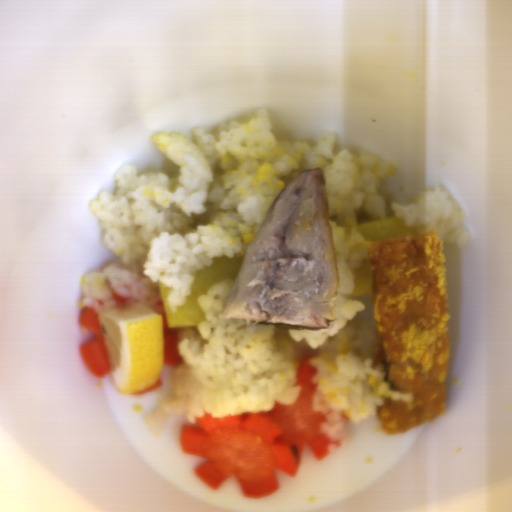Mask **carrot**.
Segmentation results:
<instances>
[{
	"label": "carrot",
	"mask_w": 512,
	"mask_h": 512,
	"mask_svg": "<svg viewBox=\"0 0 512 512\" xmlns=\"http://www.w3.org/2000/svg\"><path fill=\"white\" fill-rule=\"evenodd\" d=\"M303 355L296 370L294 386L300 387L293 405L276 401L270 411L244 413L225 418L205 413L196 426L182 425L180 447L205 461L194 475L213 491L230 477L236 480L245 499L267 497L279 488L277 472L296 476L303 461V449L320 461L339 440L321 434L325 414L313 411L312 400L318 369Z\"/></svg>",
	"instance_id": "carrot-1"
},
{
	"label": "carrot",
	"mask_w": 512,
	"mask_h": 512,
	"mask_svg": "<svg viewBox=\"0 0 512 512\" xmlns=\"http://www.w3.org/2000/svg\"><path fill=\"white\" fill-rule=\"evenodd\" d=\"M111 297L114 300L116 307L120 305H128L127 298L117 295L116 290H111Z\"/></svg>",
	"instance_id": "carrot-5"
},
{
	"label": "carrot",
	"mask_w": 512,
	"mask_h": 512,
	"mask_svg": "<svg viewBox=\"0 0 512 512\" xmlns=\"http://www.w3.org/2000/svg\"><path fill=\"white\" fill-rule=\"evenodd\" d=\"M78 324L94 334V338L79 345L83 364L95 378H103L112 372L105 343L103 340L99 314L90 306L83 307L79 313Z\"/></svg>",
	"instance_id": "carrot-2"
},
{
	"label": "carrot",
	"mask_w": 512,
	"mask_h": 512,
	"mask_svg": "<svg viewBox=\"0 0 512 512\" xmlns=\"http://www.w3.org/2000/svg\"><path fill=\"white\" fill-rule=\"evenodd\" d=\"M163 385H164L163 380L158 377L157 381L153 385H151L150 387H147L145 389H142L140 391H137L135 393H130V394H132L133 396H138V395L146 394V393H149V392L154 391L156 389H159Z\"/></svg>",
	"instance_id": "carrot-4"
},
{
	"label": "carrot",
	"mask_w": 512,
	"mask_h": 512,
	"mask_svg": "<svg viewBox=\"0 0 512 512\" xmlns=\"http://www.w3.org/2000/svg\"><path fill=\"white\" fill-rule=\"evenodd\" d=\"M163 335V362L162 364L178 367L183 360L178 352L179 331L181 328H169L165 314H159Z\"/></svg>",
	"instance_id": "carrot-3"
}]
</instances>
